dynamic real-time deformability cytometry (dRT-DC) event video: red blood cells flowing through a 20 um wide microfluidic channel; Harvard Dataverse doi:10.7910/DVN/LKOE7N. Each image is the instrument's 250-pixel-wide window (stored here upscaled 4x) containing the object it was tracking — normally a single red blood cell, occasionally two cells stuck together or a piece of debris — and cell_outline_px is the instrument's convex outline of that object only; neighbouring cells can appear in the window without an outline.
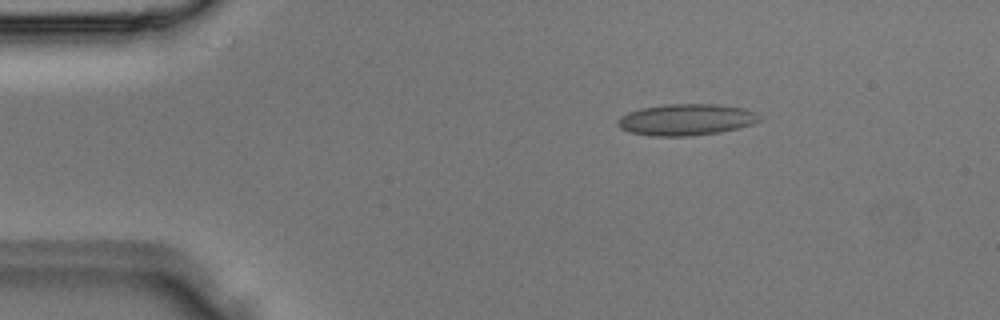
{"species": "Egyptian fruit bat (a non-hibernating species)", "species_latin": "Rousettus aegyptiacus", "temperature_condition": "room temperature", "stored_images_in_passage": 2, "camera_frame_rate_fps": 3000, "um_per_image_px": 0.085, "animal": {"sex": "male"}, "frame": {"image": 1, "passage_image": 1, "time_ms": 0.0, "image_size_px": [1000, 320], "cell_outline_px": [[760, 120], [752, 124], [740, 128], [720, 132], [688, 136], [648, 136], [628, 132], [620, 128], [616, 124], [616, 120], [620, 116], [628, 112], [640, 108], [668, 104], [716, 104], [744, 108], [756, 112]], "centroid_in_image_um": [58.28, 10.17], "position_along_channel_um": 26.7, "area_um2": 26.18}}